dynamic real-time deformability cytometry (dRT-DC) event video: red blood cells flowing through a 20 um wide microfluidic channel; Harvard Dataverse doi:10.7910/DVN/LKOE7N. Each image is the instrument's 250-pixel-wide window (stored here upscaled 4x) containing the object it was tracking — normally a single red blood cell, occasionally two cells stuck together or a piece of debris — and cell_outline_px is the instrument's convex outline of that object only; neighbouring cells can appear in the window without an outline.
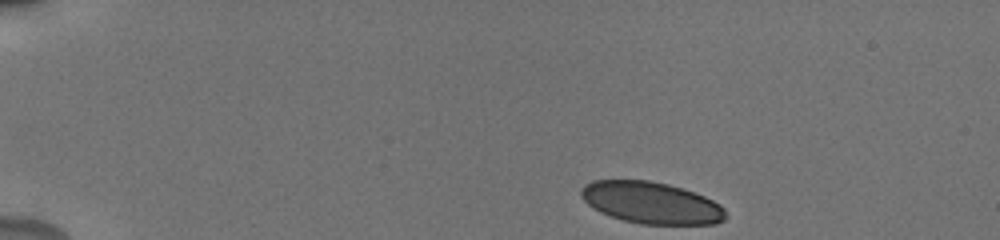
{"species": "human", "species_latin": "Homo sapiens", "temperature_condition": "cold", "stored_images_in_passage": 46, "camera_frame_rate_fps": 3000, "um_per_image_px": 0.085, "donor": {"sex": "male"}, "frame": {"image": 1, "passage_image": 1, "time_ms": 0.0, "image_size_px": [1000, 240], "cell_outline_px": [[728, 216], [724, 220], [716, 224], [640, 224], [624, 220], [600, 212], [588, 204], [580, 196], [580, 188], [584, 184], [592, 180], [648, 180], [668, 184], [704, 196], [720, 204], [724, 208]], "centroid_in_image_um": [55.35, 17.23], "position_along_channel_um": 29.7, "area_um2": 35.2}}
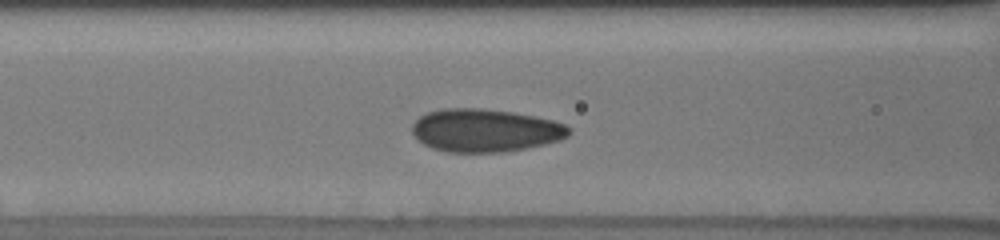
{"frame": {"image": 2, "passage_image": 16, "time_ms": 5.0, "image_size_px": [1000, 240], "cell_outline_px": [[572, 132], [568, 136], [560, 140], [544, 144], [504, 152], [448, 152], [432, 148], [424, 144], [412, 132], [412, 124], [420, 116], [428, 112], [444, 108], [480, 108], [512, 112], [552, 120], [564, 124], [572, 128]], "centroid_in_image_um": [41.25, 11.08], "position_along_channel_um": 125.3, "area_um2": 39.13}}
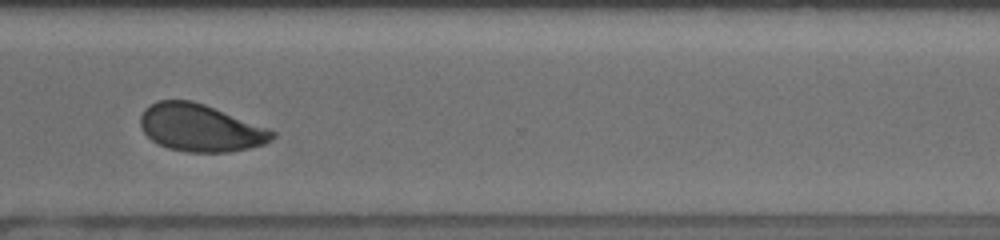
{"frame": {"image": 3, "passage_image": 34, "time_ms": 11.0, "image_size_px": [1000, 240], "cell_outline_px": [[276, 136], [272, 140], [264, 144], [248, 148], [228, 152], [188, 152], [168, 148], [152, 140], [144, 132], [140, 124], [140, 116], [144, 108], [156, 100], [192, 100], [204, 104], [268, 128], [276, 132]], "centroid_in_image_um": [17.02, 10.86], "position_along_channel_um": 353.6, "area_um2": 36.3}, "authors_computed_cell_mechanics": {"area_um2": 37.2521, "velocity_mm_per_s": 3.8057, "shape_relaxation_time_tau1_ms": 7.1306, "shape_relaxation_time_tau2_ms": 0.53, "deformation_change_tau1": 0.1333, "deformation_change_tau2": 0.05}}